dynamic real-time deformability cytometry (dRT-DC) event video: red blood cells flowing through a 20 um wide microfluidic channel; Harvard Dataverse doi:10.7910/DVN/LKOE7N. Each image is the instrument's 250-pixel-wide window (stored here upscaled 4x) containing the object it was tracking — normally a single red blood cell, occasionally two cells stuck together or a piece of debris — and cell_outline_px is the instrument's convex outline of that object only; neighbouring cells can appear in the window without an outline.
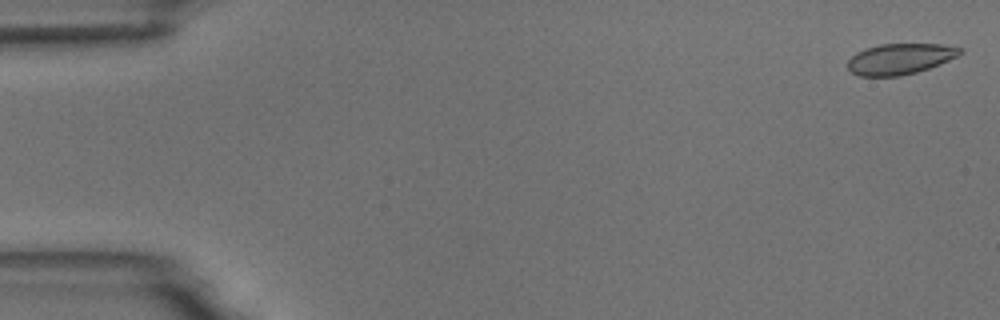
{"species": "common noctule bat (a hibernating species)", "species_latin": "Nyctalus noctula", "temperature_condition": "room temperature", "stored_images_in_passage": 2, "segment_of_instrument_passage": [2, 2], "camera_frame_rate_fps": 3000, "um_per_image_px": 0.085, "animal": {"sex": "male", "body_mass_g": 18.8}, "frame": {"image": 1, "passage_image": 2, "time_ms": 1.0, "image_size_px": [1000, 320], "cell_outline_px": [[964, 52], [940, 64], [916, 72], [900, 76], [860, 76], [852, 72], [848, 68], [848, 60], [856, 52], [864, 48], [880, 44], [940, 44], [964, 48]], "centroid_in_image_um": [76.5, 5.0], "position_along_channel_um": 8.5, "area_um2": 20.17}}